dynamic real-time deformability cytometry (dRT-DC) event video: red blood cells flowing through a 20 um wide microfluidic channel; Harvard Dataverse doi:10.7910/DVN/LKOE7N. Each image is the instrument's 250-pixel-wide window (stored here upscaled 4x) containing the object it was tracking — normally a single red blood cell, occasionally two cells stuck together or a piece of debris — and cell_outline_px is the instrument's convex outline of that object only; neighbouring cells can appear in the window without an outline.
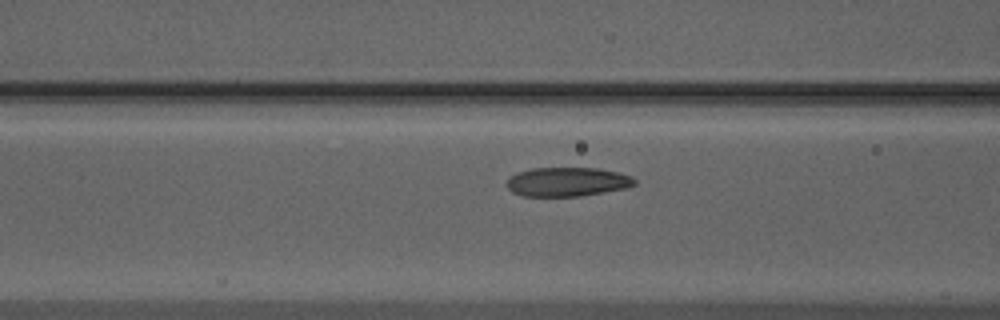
{"species": "Egyptian fruit bat (a non-hibernating species)", "species_latin": "Rousettus aegyptiacus", "temperature_condition": "warm", "stored_images_in_passage": 10, "camera_frame_rate_fps": 3000, "um_per_image_px": 0.085, "animal": {"sex": "male"}, "frame": {"image": 1, "passage_image": 9, "time_ms": 2.667, "image_size_px": [1000, 320], "cell_outline_px": [[636, 184], [628, 188], [580, 196], [524, 196], [512, 192], [504, 184], [512, 176], [520, 172], [532, 168], [600, 168], [620, 172], [632, 176], [636, 180]], "centroid_in_image_um": [48.27, 15.45], "position_along_channel_um": 118.3, "area_um2": 21.79}}